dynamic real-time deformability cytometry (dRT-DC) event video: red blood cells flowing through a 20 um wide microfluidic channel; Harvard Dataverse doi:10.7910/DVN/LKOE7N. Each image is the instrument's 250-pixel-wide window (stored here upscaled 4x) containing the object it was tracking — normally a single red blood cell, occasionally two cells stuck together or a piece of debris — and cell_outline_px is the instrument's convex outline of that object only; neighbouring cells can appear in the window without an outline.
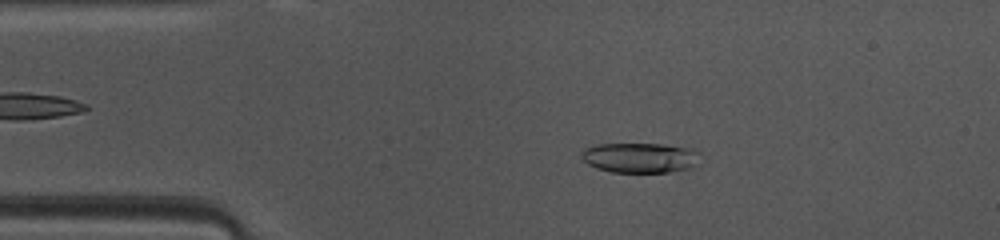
{"species": "common noctule bat (a hibernating species)", "species_latin": "Nyctalus noctula", "temperature_condition": "warm", "stored_images_in_passage": 37, "camera_frame_rate_fps": 3000, "um_per_image_px": 0.085, "animal": {"sex": "female", "body_mass_g": 10.0, "forearm_length_mm": 53.1}, "frame": {"image": 1, "passage_image": 3, "time_ms": 0.667, "image_size_px": [1000, 240], "cell_outline_px": [[700, 152], [696, 168], [668, 172], [612, 172], [596, 168], [588, 164], [580, 156], [580, 152], [584, 148], [596, 144], [664, 144], [692, 148]], "centroid_in_image_um": [54.43, 13.4], "position_along_channel_um": 30.6, "area_um2": 21.15}}
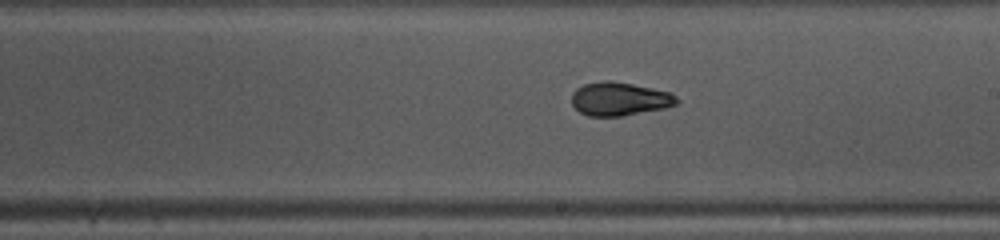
{"frame": {"image": 2, "passage_image": 20, "time_ms": 6.333, "image_size_px": [1000, 240], "cell_outline_px": [[680, 100], [676, 104], [664, 108], [624, 116], [588, 116], [580, 112], [572, 104], [572, 92], [576, 88], [584, 84], [604, 80], [608, 80], [632, 84], [672, 92]], "centroid_in_image_um": [52.66, 8.41], "position_along_channel_um": 236.3, "area_um2": 20.58}}
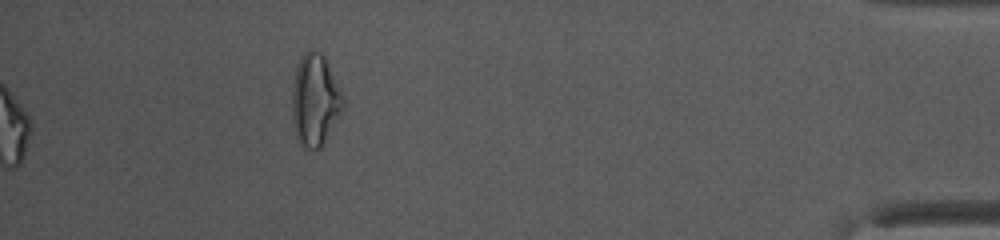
{"frame": {"image": 3, "passage_image": 37, "time_ms": 12.0, "image_size_px": [1000, 240], "cell_outline_px": [[348, 100], [344, 108], [320, 148], [308, 148], [300, 144], [296, 136], [292, 120], [292, 88], [296, 68], [300, 56], [308, 48], [316, 48], [328, 60]], "centroid_in_image_um": [26.82, 8.41], "position_along_channel_um": 408.4, "area_um2": 28.15}, "authors_computed_cell_mechanics": {"area_um2": 20.4612, "velocity_mm_per_s": 4.1178, "shape_relaxation_time_tau1_ms": 6.2157, "shape_relaxation_time_tau2_ms": 1.7889, "deformation_change_tau1": 0.2252, "deformation_change_tau2": 0.0766}}